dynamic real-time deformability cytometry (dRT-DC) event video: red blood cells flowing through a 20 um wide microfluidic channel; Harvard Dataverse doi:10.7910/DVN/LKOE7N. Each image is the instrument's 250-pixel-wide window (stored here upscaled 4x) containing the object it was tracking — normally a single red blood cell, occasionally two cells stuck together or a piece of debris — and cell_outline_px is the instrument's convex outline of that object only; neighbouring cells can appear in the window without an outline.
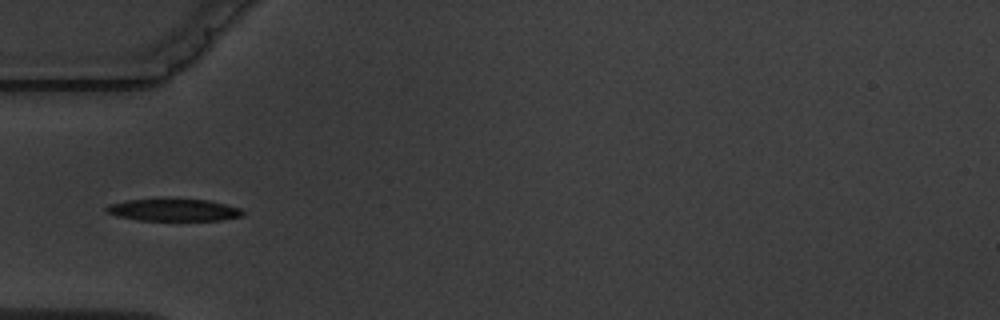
{"species": "common noctule bat (a hibernating species)", "species_latin": "Nyctalus noctula", "temperature_condition": "warm", "stored_images_in_passage": 13, "camera_frame_rate_fps": 3000, "um_per_image_px": 0.085, "animal": {"sex": "male", "body_mass_g": 19.5, "forearm_length_mm": 54.6}, "frame": {"image": 1, "passage_image": 3, "time_ms": 3.333, "image_size_px": [1000, 320], "cell_outline_px": [[244, 216], [220, 220], [140, 220], [120, 216], [108, 212], [104, 208], [108, 204], [128, 200], [168, 196], [208, 200], [240, 208], [244, 212]], "centroid_in_image_um": [14.76, 17.8], "position_along_channel_um": 70.2, "area_um2": 18.26}}
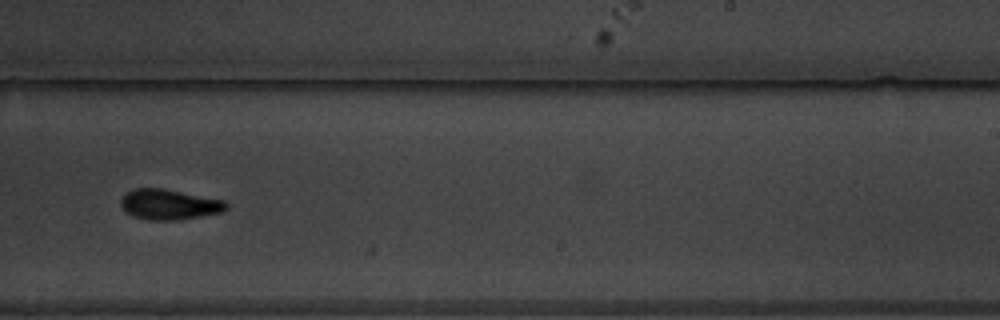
{"frame": {"image": 2, "passage_image": 8, "time_ms": 9.0, "image_size_px": [1000, 320], "cell_outline_px": [[228, 208], [224, 212], [176, 220], [148, 220], [132, 216], [124, 212], [120, 204], [120, 200], [124, 192], [132, 188], [164, 188], [224, 200], [228, 204]], "centroid_in_image_um": [14.34, 17.37], "position_along_channel_um": 274.7, "area_um2": 19.02}}
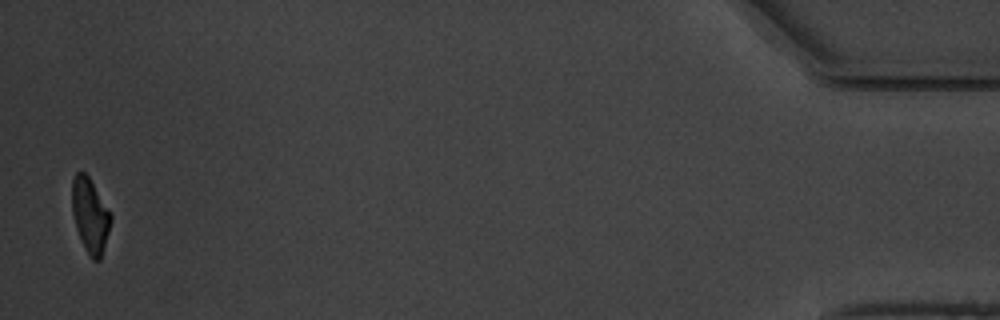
{"frame": {"image": 3, "passage_image": 13, "time_ms": 15.667, "image_size_px": [1000, 320], "cell_outline_px": [[112, 220], [100, 260], [92, 260], [84, 248], [76, 228], [72, 212], [72, 180], [76, 172], [84, 172], [88, 176], [112, 216]], "centroid_in_image_um": [7.65, 18.33], "position_along_channel_um": 427.6, "area_um2": 16.59}, "authors_computed_cell_mechanics": {"area_um2": 18.4382, "velocity_mm_per_s": 3.6204, "shape_relaxation_time_tau1_ms": 2.7513, "shape_relaxation_time_tau2_ms": 3.8074, "deformation_change_tau1": 0.1302, "deformation_change_tau2": 0.1072}}